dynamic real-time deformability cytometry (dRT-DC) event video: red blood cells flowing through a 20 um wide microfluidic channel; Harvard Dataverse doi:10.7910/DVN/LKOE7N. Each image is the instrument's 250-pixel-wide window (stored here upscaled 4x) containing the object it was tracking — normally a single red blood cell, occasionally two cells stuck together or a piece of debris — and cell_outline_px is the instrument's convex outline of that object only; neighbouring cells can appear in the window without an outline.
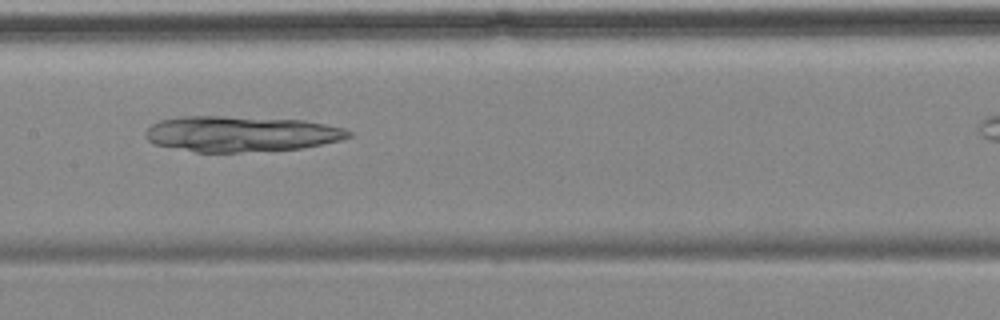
{"species": "common noctule bat (a hibernating species)", "species_latin": "Nyctalus noctula", "temperature_condition": "cold", "stored_images_in_passage": 14, "camera_frame_rate_fps": 3000, "um_per_image_px": 0.085, "animal": {"sex": "female", "body_mass_g": 18.4}, "frame": {"image": 1, "passage_image": 5, "time_ms": 5.667, "image_size_px": [1000, 320], "cell_outline_px": [[352, 136], [340, 140], [300, 148], [240, 152], [196, 152], [152, 144], [144, 136], [144, 132], [152, 124], [160, 120], [180, 116], [224, 116], [304, 120], [344, 128], [352, 132]], "centroid_in_image_um": [20.43, 11.37], "position_along_channel_um": 187.0, "area_um2": 42.14}}
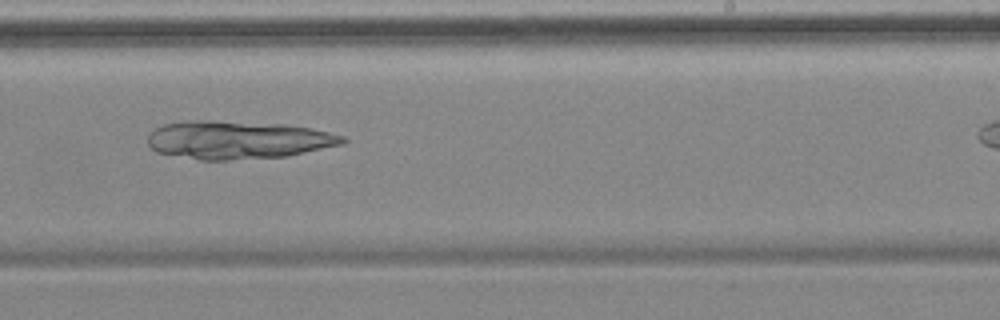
{"frame": {"image": 2, "passage_image": 7, "time_ms": 8.0, "image_size_px": [1000, 320], "cell_outline_px": [[348, 140], [344, 144], [288, 156], [228, 160], [200, 160], [156, 152], [148, 144], [148, 136], [156, 128], [164, 124], [192, 120], [212, 120], [284, 124], [308, 128], [328, 132], [344, 136]], "centroid_in_image_um": [20.23, 11.89], "position_along_channel_um": 268.8, "area_um2": 43.29}}
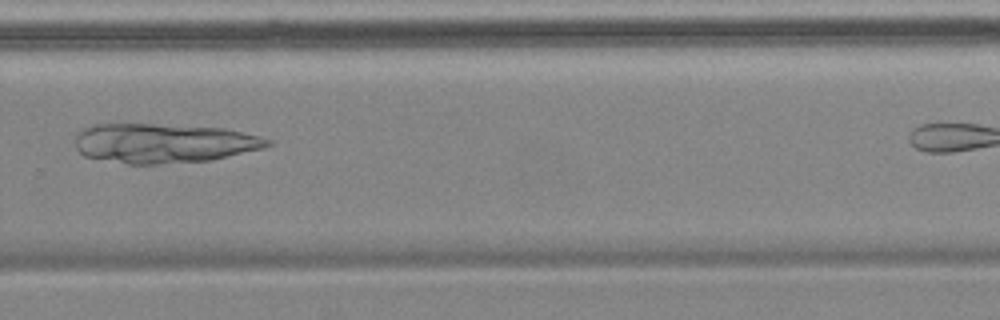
{"frame": {"image": 3, "passage_image": 8, "time_ms": 9.333, "image_size_px": [1000, 320], "cell_outline_px": [[272, 144], [264, 148], [212, 160], [156, 164], [128, 164], [84, 156], [76, 148], [76, 136], [80, 128], [92, 124], [152, 124], [224, 128], [260, 136], [272, 140]], "centroid_in_image_um": [13.91, 12.17], "position_along_channel_um": 315.9, "area_um2": 44.33}}